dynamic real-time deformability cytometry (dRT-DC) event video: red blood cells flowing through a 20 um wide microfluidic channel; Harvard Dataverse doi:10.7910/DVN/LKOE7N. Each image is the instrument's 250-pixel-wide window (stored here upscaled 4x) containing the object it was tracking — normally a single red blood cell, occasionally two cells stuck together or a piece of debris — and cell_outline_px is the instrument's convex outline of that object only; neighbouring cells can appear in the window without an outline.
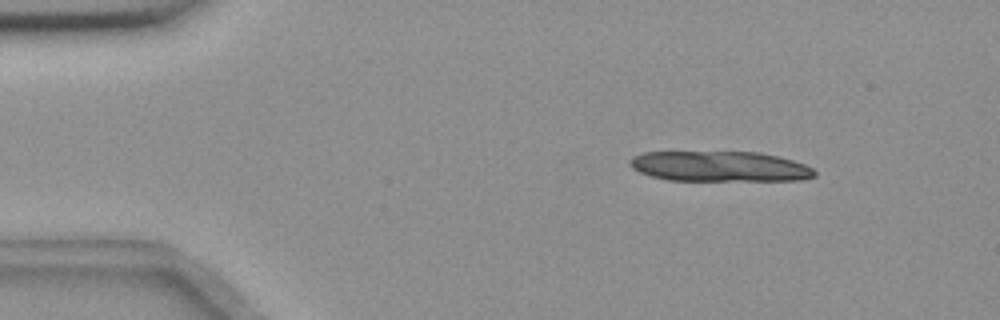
{"species": "common noctule bat (a hibernating species)", "species_latin": "Nyctalus noctula", "temperature_condition": "room temperature", "stored_images_in_passage": 15, "camera_frame_rate_fps": 3000, "um_per_image_px": 0.085, "animal": {"sex": "female", "body_mass_g": 18.4}, "frame": {"image": 1, "passage_image": 7, "time_ms": 2.0, "image_size_px": [1000, 320], "cell_outline_px": [[816, 176], [800, 180], [668, 180], [652, 176], [640, 172], [632, 168], [628, 164], [628, 160], [632, 156], [644, 152], [760, 152], [792, 160], [804, 164], [812, 168], [816, 172]], "centroid_in_image_um": [61.14, 14.14], "position_along_channel_um": 23.9, "area_um2": 32.6}}